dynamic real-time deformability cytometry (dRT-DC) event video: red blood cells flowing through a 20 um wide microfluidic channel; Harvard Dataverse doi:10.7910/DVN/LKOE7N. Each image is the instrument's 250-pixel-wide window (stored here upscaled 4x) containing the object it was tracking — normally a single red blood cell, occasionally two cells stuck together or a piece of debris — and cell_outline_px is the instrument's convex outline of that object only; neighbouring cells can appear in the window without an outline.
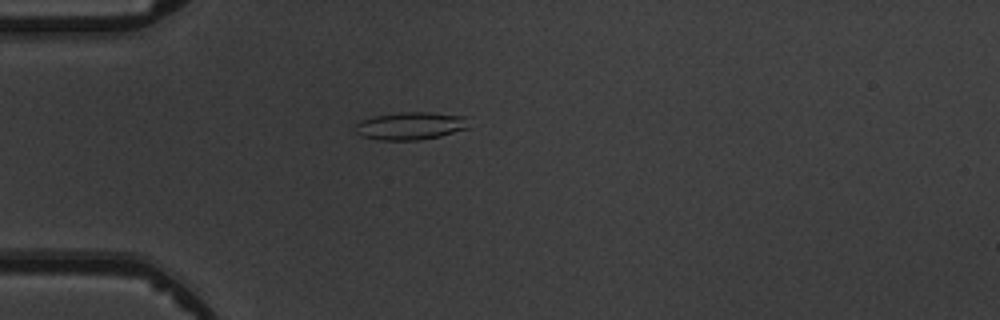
{"species": "common noctule bat (a hibernating species)", "species_latin": "Nyctalus noctula", "temperature_condition": "warm", "stored_images_in_passage": 1, "camera_frame_rate_fps": 3000, "um_per_image_px": 0.085, "animal": {"sex": "male", "body_mass_g": 19.5, "forearm_length_mm": 54.6}, "frame": {"image": 1, "passage_image": 1, "time_ms": 0.0, "image_size_px": [1000, 320], "cell_outline_px": [[468, 128], [440, 136], [420, 140], [380, 140], [360, 136], [352, 128], [356, 124], [372, 116], [400, 112], [428, 112], [468, 116]], "centroid_in_image_um": [34.89, 10.7], "position_along_channel_um": 50.1, "area_um2": 18.5}}